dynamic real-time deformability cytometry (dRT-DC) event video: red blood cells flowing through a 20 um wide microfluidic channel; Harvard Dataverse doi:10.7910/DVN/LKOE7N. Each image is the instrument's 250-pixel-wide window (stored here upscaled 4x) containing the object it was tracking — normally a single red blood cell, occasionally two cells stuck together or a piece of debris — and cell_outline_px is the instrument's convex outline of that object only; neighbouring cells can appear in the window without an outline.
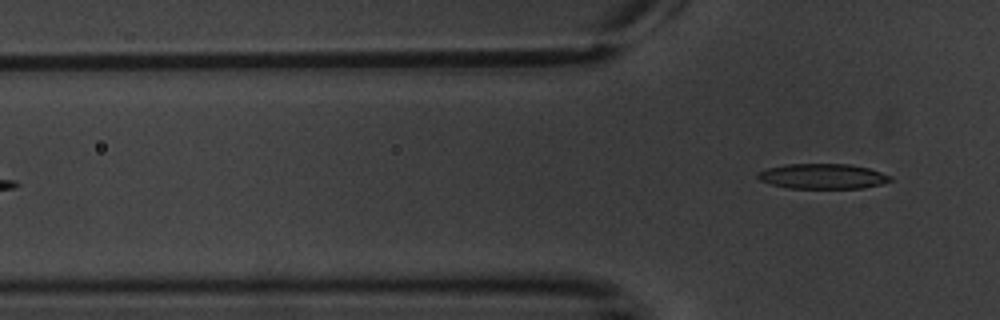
{"species": "common noctule bat (a hibernating species)", "species_latin": "Nyctalus noctula", "temperature_condition": "warm", "stored_images_in_passage": 6, "camera_frame_rate_fps": 3000, "um_per_image_px": 0.085, "animal": {"sex": "male", "body_mass_g": 20.1, "forearm_length_mm": 53.5}, "frame": {"image": 1, "passage_image": 6, "time_ms": 7.333, "image_size_px": [1000, 320], "cell_outline_px": [[892, 180], [880, 184], [864, 188], [788, 188], [772, 184], [760, 180], [756, 176], [756, 172], [768, 168], [784, 164], [848, 164], [868, 168], [892, 176]], "centroid_in_image_um": [69.9, 14.98], "position_along_channel_um": 55.9, "area_um2": 19.36}}